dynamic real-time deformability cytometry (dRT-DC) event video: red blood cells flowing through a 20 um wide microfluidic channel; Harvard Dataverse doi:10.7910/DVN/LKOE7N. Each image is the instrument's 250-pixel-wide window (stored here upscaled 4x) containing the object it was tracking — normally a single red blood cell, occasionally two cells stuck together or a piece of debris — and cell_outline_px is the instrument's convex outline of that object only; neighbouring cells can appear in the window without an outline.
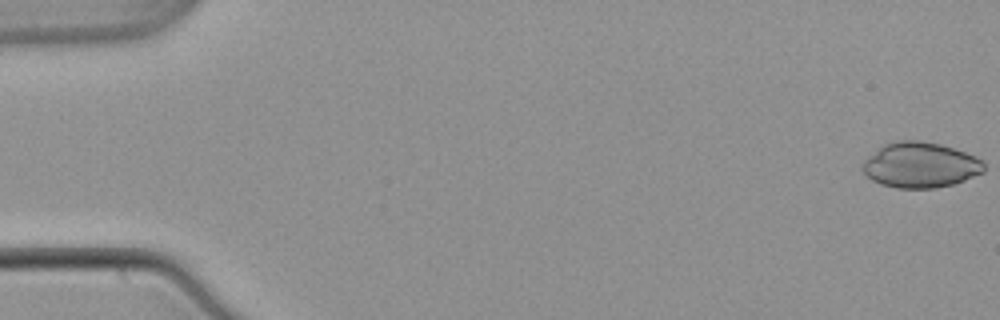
{"species": "common noctule bat (a hibernating species)", "species_latin": "Nyctalus noctula", "temperature_condition": "warm", "stored_images_in_passage": 26, "camera_frame_rate_fps": 3000, "um_per_image_px": 0.085, "animal": {"sex": "male", "body_mass_g": 21.5, "forearm_length_mm": 52.0}, "frame": {"image": 1, "passage_image": 1, "time_ms": 0.0, "image_size_px": [1000, 320], "cell_outline_px": [[984, 172], [964, 180], [952, 184], [936, 188], [896, 188], [880, 184], [872, 180], [860, 168], [864, 160], [868, 156], [884, 144], [896, 140], [920, 140], [940, 144], [976, 156], [984, 160]], "centroid_in_image_um": [78.22, 14.02], "position_along_channel_um": 6.8, "area_um2": 32.25}}